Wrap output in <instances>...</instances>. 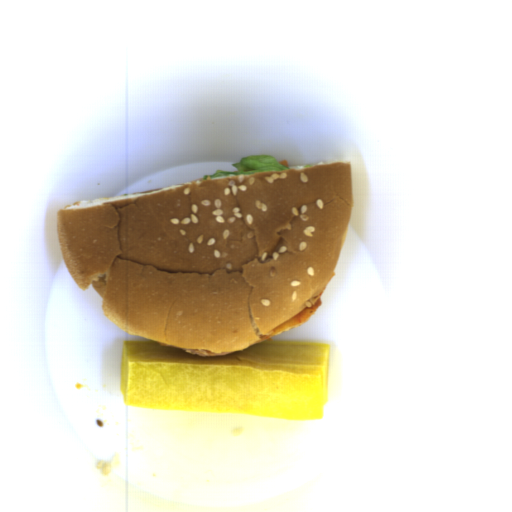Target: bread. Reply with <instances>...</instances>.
Wrapping results in <instances>:
<instances>
[{"instance_id":"1","label":"bread","mask_w":512,"mask_h":512,"mask_svg":"<svg viewBox=\"0 0 512 512\" xmlns=\"http://www.w3.org/2000/svg\"><path fill=\"white\" fill-rule=\"evenodd\" d=\"M352 164L199 179L57 210L73 282L111 323L193 357L252 348L329 284Z\"/></svg>"}]
</instances>
